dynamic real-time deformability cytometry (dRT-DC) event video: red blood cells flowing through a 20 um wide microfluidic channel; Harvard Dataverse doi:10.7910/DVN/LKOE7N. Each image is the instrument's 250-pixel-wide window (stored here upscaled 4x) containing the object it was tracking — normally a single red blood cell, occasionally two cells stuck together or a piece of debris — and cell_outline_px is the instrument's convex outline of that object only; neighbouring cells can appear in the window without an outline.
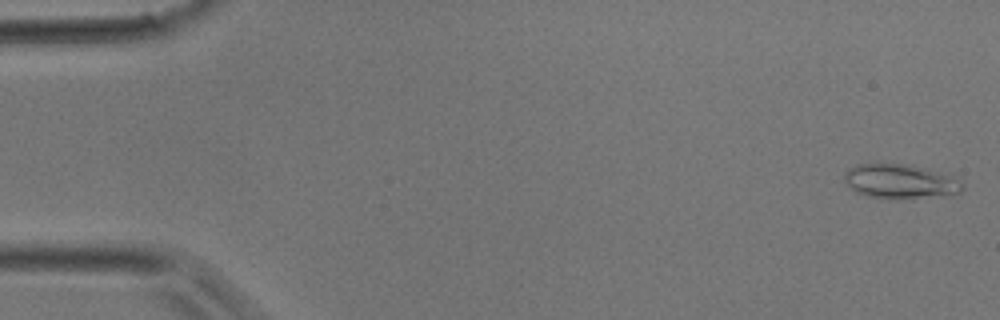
{"species": "common noctule bat (a hibernating species)", "species_latin": "Nyctalus noctula", "temperature_condition": "room temperature", "stored_images_in_passage": 40, "camera_frame_rate_fps": 3000, "um_per_image_px": 0.085, "animal": {"sex": "male", "body_mass_g": 17.9}, "frame": {"image": 1, "passage_image": 1, "time_ms": 0.0, "image_size_px": [1000, 320], "cell_outline_px": [[964, 188], [960, 192], [948, 196], [896, 200], [868, 196], [856, 192], [848, 188], [844, 180], [844, 172], [856, 164], [912, 164], [956, 176], [964, 184]], "centroid_in_image_um": [76.57, 15.44], "position_along_channel_um": 8.4, "area_um2": 24.51}}
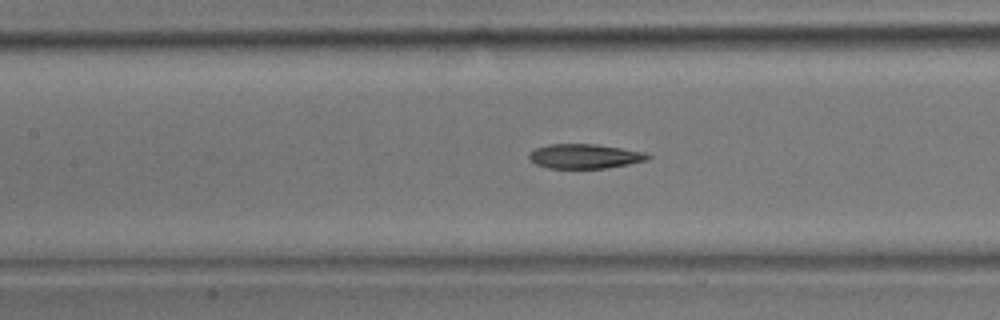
{"frame": {"image": 2, "passage_image": 18, "time_ms": 5.667, "image_size_px": [1000, 320], "cell_outline_px": [[652, 156], [648, 160], [608, 168], [548, 168], [536, 164], [528, 156], [528, 152], [536, 148], [548, 144], [596, 144], [644, 152]], "centroid_in_image_um": [49.69, 13.28], "position_along_channel_um": 157.7, "area_um2": 16.94}}
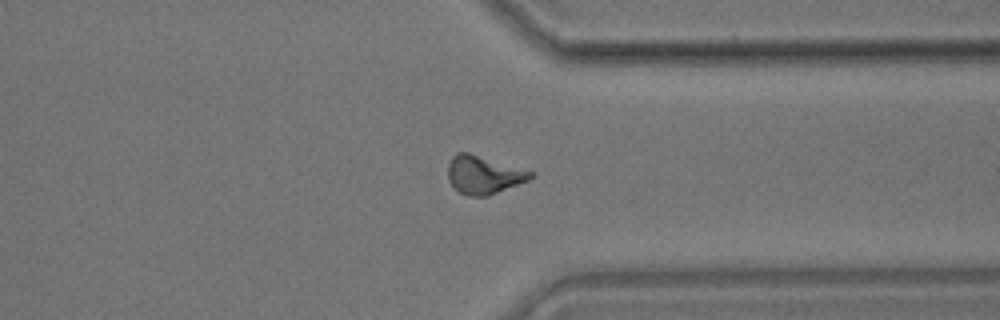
{"frame": {"image": 3, "passage_image": 31, "time_ms": 10.0, "image_size_px": [1000, 320], "cell_outline_px": [[532, 176], [528, 180], [488, 196], [468, 196], [460, 192], [448, 180], [448, 164], [452, 156], [456, 152], [468, 152], [532, 172]], "centroid_in_image_um": [41.05, 14.86], "position_along_channel_um": 370.3, "area_um2": 17.98}}